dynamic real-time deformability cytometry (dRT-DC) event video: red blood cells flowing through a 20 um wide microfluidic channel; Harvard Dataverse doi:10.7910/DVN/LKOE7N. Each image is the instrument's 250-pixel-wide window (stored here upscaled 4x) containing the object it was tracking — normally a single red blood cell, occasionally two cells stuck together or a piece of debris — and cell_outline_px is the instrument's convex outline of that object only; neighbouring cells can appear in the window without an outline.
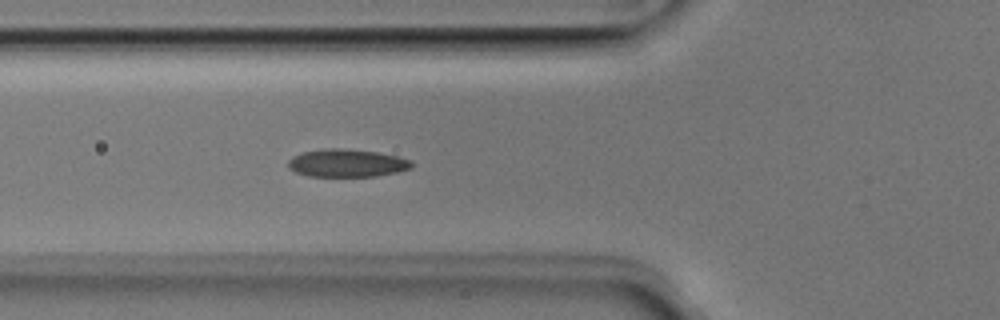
{"species": "Egyptian fruit bat (a non-hibernating species)", "species_latin": "Rousettus aegyptiacus", "temperature_condition": "room temperature", "stored_images_in_passage": 42, "camera_frame_rate_fps": 3000, "um_per_image_px": 0.085, "animal": {"sex": "male"}, "frame": {"image": 1, "passage_image": 9, "time_ms": 2.667, "image_size_px": [1000, 320], "cell_outline_px": [[412, 168], [396, 172], [376, 176], [308, 176], [296, 172], [288, 168], [288, 160], [292, 156], [300, 152], [324, 148], [348, 148], [376, 152], [396, 156], [412, 160]], "centroid_in_image_um": [29.45, 13.85], "position_along_channel_um": 96.4, "area_um2": 20.17}}
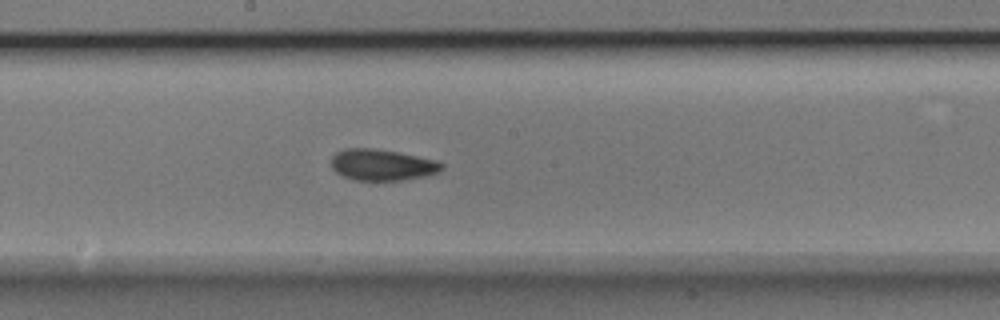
{"frame": {"image": 2, "passage_image": 18, "time_ms": 5.667, "image_size_px": [1000, 320], "cell_outline_px": [[444, 168], [440, 172], [424, 176], [404, 180], [352, 180], [336, 172], [332, 168], [332, 156], [336, 152], [344, 148], [376, 148], [400, 152], [436, 160], [444, 164]], "centroid_in_image_um": [32.5, 14.0], "position_along_channel_um": 215.7, "area_um2": 20.35}}
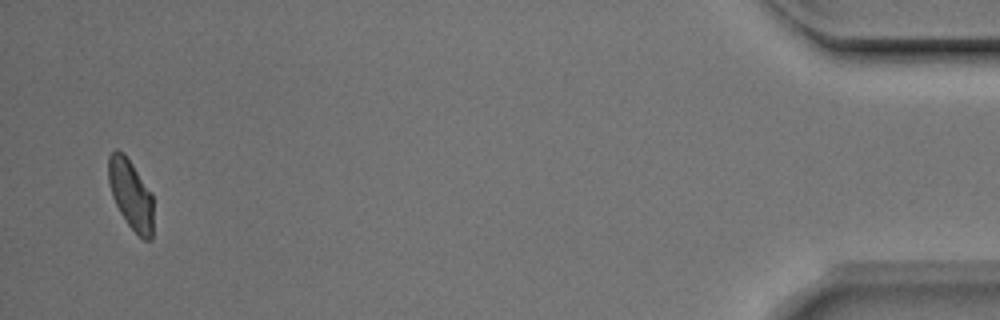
{"frame": {"image": 3, "passage_image": 40, "time_ms": 13.0, "image_size_px": [1000, 320], "cell_outline_px": [[152, 240], [144, 240], [128, 224], [120, 212], [112, 196], [108, 180], [108, 156], [116, 148], [124, 152], [152, 192]], "centroid_in_image_um": [11.11, 16.48], "position_along_channel_um": 424.1, "area_um2": 18.26}, "authors_computed_cell_mechanics": {"area_um2": 19.6231, "velocity_mm_per_s": 3.9771, "shape_relaxation_time_tau1_ms": 3.2736, "shape_relaxation_time_tau2_ms": 1.5705, "deformation_change_tau1": 0.0963, "deformation_change_tau2": 0.0619}}